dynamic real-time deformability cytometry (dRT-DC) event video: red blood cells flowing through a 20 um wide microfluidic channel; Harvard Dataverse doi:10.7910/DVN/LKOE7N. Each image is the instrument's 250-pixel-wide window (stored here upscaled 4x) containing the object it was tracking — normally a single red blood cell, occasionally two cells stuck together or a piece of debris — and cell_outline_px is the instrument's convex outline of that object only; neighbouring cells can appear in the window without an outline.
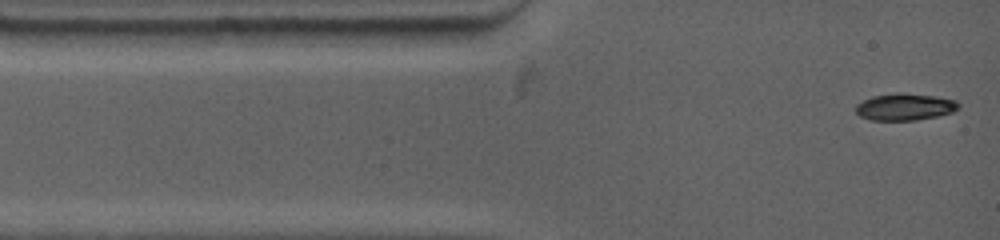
{"species": "common noctule bat (a hibernating species)", "species_latin": "Nyctalus noctula", "temperature_condition": "warm", "stored_images_in_passage": 42, "camera_frame_rate_fps": 4500, "um_per_image_px": 0.085, "animal": {"sex": "female", "body_mass_g": 19.0, "forearm_length_mm": 53.3}, "frame": {"image": 1, "passage_image": 1, "time_ms": 0.0, "image_size_px": [1000, 240], "cell_outline_px": [[960, 108], [952, 112], [936, 116], [916, 120], [872, 120], [860, 116], [856, 112], [856, 104], [872, 96], [896, 92], [936, 96], [956, 100], [960, 104]], "centroid_in_image_um": [76.92, 9.07], "position_along_channel_um": 8.1, "area_um2": 16.13}}
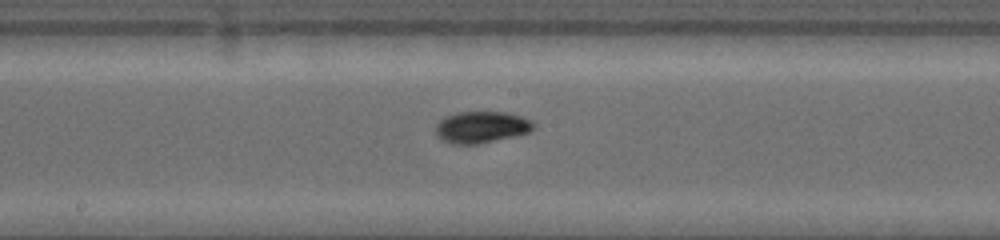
{"frame": {"image": 2, "passage_image": 13, "time_ms": 6.222, "image_size_px": [1000, 240], "cell_outline_px": [[536, 124], [528, 132], [516, 136], [476, 144], [452, 144], [436, 136], [436, 124], [444, 116], [456, 112], [504, 112], [520, 116], [532, 120]], "centroid_in_image_um": [40.9, 10.8], "position_along_channel_um": 207.3, "area_um2": 18.03}}
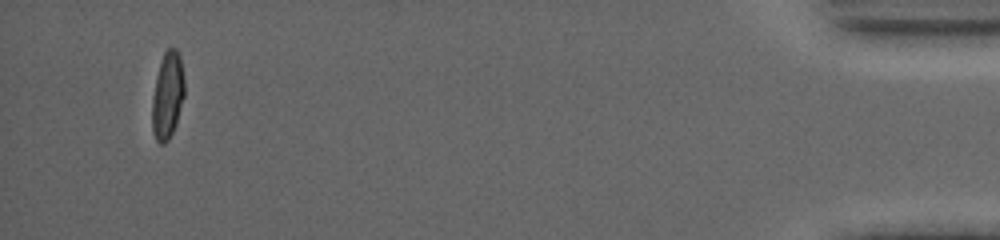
{"frame": {"image": 3, "passage_image": 36, "time_ms": 14.889, "image_size_px": [1000, 240], "cell_outline_px": [[184, 96], [176, 124], [168, 140], [164, 144], [160, 144], [156, 140], [152, 128], [152, 100], [156, 76], [164, 52], [168, 48], [176, 48], [180, 56], [184, 80]], "centroid_in_image_um": [14.24, 8.11], "position_along_channel_um": 421.0, "area_um2": 16.3}, "authors_computed_cell_mechanics": {"area_um2": 16.3863, "velocity_mm_per_s": 3.8421, "shape_relaxation_time_tau1_ms": 3.409, "shape_relaxation_time_tau2_ms": 2.9849, "deformation_change_tau1": 0.1707, "deformation_change_tau2": 0.026}}